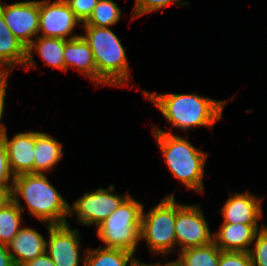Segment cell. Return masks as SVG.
<instances>
[{"mask_svg":"<svg viewBox=\"0 0 267 266\" xmlns=\"http://www.w3.org/2000/svg\"><path fill=\"white\" fill-rule=\"evenodd\" d=\"M173 127L189 130L194 127H212L222 118L227 101H217L198 94H157L143 91Z\"/></svg>","mask_w":267,"mask_h":266,"instance_id":"6da1fadb","label":"cell"},{"mask_svg":"<svg viewBox=\"0 0 267 266\" xmlns=\"http://www.w3.org/2000/svg\"><path fill=\"white\" fill-rule=\"evenodd\" d=\"M9 196L12 198L22 196L29 214L36 216L43 223L49 221L50 225L67 224L66 216L70 215V205L50 184L44 173H25L15 176Z\"/></svg>","mask_w":267,"mask_h":266,"instance_id":"7a4b0ae2","label":"cell"},{"mask_svg":"<svg viewBox=\"0 0 267 266\" xmlns=\"http://www.w3.org/2000/svg\"><path fill=\"white\" fill-rule=\"evenodd\" d=\"M82 37L92 49L96 64V83L125 86L129 65L121 40L108 27L83 26Z\"/></svg>","mask_w":267,"mask_h":266,"instance_id":"3957f363","label":"cell"},{"mask_svg":"<svg viewBox=\"0 0 267 266\" xmlns=\"http://www.w3.org/2000/svg\"><path fill=\"white\" fill-rule=\"evenodd\" d=\"M153 134L173 176L188 189L203 192V174L207 154L184 137L154 126Z\"/></svg>","mask_w":267,"mask_h":266,"instance_id":"277c9868","label":"cell"},{"mask_svg":"<svg viewBox=\"0 0 267 266\" xmlns=\"http://www.w3.org/2000/svg\"><path fill=\"white\" fill-rule=\"evenodd\" d=\"M144 206L130 195L97 226V235L105 248L122 249L134 254L140 239Z\"/></svg>","mask_w":267,"mask_h":266,"instance_id":"5b68a950","label":"cell"},{"mask_svg":"<svg viewBox=\"0 0 267 266\" xmlns=\"http://www.w3.org/2000/svg\"><path fill=\"white\" fill-rule=\"evenodd\" d=\"M176 202L168 195L147 214L142 211L140 239L156 254L167 255L176 245Z\"/></svg>","mask_w":267,"mask_h":266,"instance_id":"8992f818","label":"cell"},{"mask_svg":"<svg viewBox=\"0 0 267 266\" xmlns=\"http://www.w3.org/2000/svg\"><path fill=\"white\" fill-rule=\"evenodd\" d=\"M176 245L181 251L187 248L205 246L213 242V233L200 207L176 203L175 222Z\"/></svg>","mask_w":267,"mask_h":266,"instance_id":"52a82bcc","label":"cell"},{"mask_svg":"<svg viewBox=\"0 0 267 266\" xmlns=\"http://www.w3.org/2000/svg\"><path fill=\"white\" fill-rule=\"evenodd\" d=\"M114 189V185H109L108 189L99 188L94 192L84 193L72 207H69L70 214L75 213L77 221L83 225L98 226L129 196L111 193Z\"/></svg>","mask_w":267,"mask_h":266,"instance_id":"ba28073f","label":"cell"},{"mask_svg":"<svg viewBox=\"0 0 267 266\" xmlns=\"http://www.w3.org/2000/svg\"><path fill=\"white\" fill-rule=\"evenodd\" d=\"M0 10L6 25L14 36L27 48L39 30V1L17 2L3 5Z\"/></svg>","mask_w":267,"mask_h":266,"instance_id":"9c48e42d","label":"cell"},{"mask_svg":"<svg viewBox=\"0 0 267 266\" xmlns=\"http://www.w3.org/2000/svg\"><path fill=\"white\" fill-rule=\"evenodd\" d=\"M81 23L65 0L39 1V32L42 37L67 39L73 29Z\"/></svg>","mask_w":267,"mask_h":266,"instance_id":"30bf717a","label":"cell"},{"mask_svg":"<svg viewBox=\"0 0 267 266\" xmlns=\"http://www.w3.org/2000/svg\"><path fill=\"white\" fill-rule=\"evenodd\" d=\"M47 224L49 242H46V253L55 266H79L82 259L79 255V230L71 229L68 224Z\"/></svg>","mask_w":267,"mask_h":266,"instance_id":"8fae6325","label":"cell"},{"mask_svg":"<svg viewBox=\"0 0 267 266\" xmlns=\"http://www.w3.org/2000/svg\"><path fill=\"white\" fill-rule=\"evenodd\" d=\"M9 165L14 176L33 173L35 132H21L8 140L7 131L3 136Z\"/></svg>","mask_w":267,"mask_h":266,"instance_id":"7c38bea8","label":"cell"},{"mask_svg":"<svg viewBox=\"0 0 267 266\" xmlns=\"http://www.w3.org/2000/svg\"><path fill=\"white\" fill-rule=\"evenodd\" d=\"M221 213L223 223L258 225V220L262 217L261 201L249 192L235 193L234 196L230 194Z\"/></svg>","mask_w":267,"mask_h":266,"instance_id":"4fadbf2b","label":"cell"},{"mask_svg":"<svg viewBox=\"0 0 267 266\" xmlns=\"http://www.w3.org/2000/svg\"><path fill=\"white\" fill-rule=\"evenodd\" d=\"M264 227L258 230V225L222 223L219 232L213 233V242L221 251L250 252L256 233Z\"/></svg>","mask_w":267,"mask_h":266,"instance_id":"5bb4252c","label":"cell"},{"mask_svg":"<svg viewBox=\"0 0 267 266\" xmlns=\"http://www.w3.org/2000/svg\"><path fill=\"white\" fill-rule=\"evenodd\" d=\"M46 240L32 228H21L11 242L7 245L15 266L34 260L46 253Z\"/></svg>","mask_w":267,"mask_h":266,"instance_id":"9a60e30c","label":"cell"},{"mask_svg":"<svg viewBox=\"0 0 267 266\" xmlns=\"http://www.w3.org/2000/svg\"><path fill=\"white\" fill-rule=\"evenodd\" d=\"M65 72L69 66L78 69L84 76L96 83V64L92 49L81 35L70 36L63 52Z\"/></svg>","mask_w":267,"mask_h":266,"instance_id":"2e32d148","label":"cell"},{"mask_svg":"<svg viewBox=\"0 0 267 266\" xmlns=\"http://www.w3.org/2000/svg\"><path fill=\"white\" fill-rule=\"evenodd\" d=\"M26 56V47L8 28L0 10V66H5V68L0 69V77H8L9 71L16 64L25 65Z\"/></svg>","mask_w":267,"mask_h":266,"instance_id":"e0dca14e","label":"cell"},{"mask_svg":"<svg viewBox=\"0 0 267 266\" xmlns=\"http://www.w3.org/2000/svg\"><path fill=\"white\" fill-rule=\"evenodd\" d=\"M37 41L34 40L26 48L27 56L25 66L35 67V61L33 60V52L35 51L40 55L42 60L51 67L58 68L65 72V63L63 52L65 48L66 39L53 38V37H42L37 36Z\"/></svg>","mask_w":267,"mask_h":266,"instance_id":"ac0fdd59","label":"cell"},{"mask_svg":"<svg viewBox=\"0 0 267 266\" xmlns=\"http://www.w3.org/2000/svg\"><path fill=\"white\" fill-rule=\"evenodd\" d=\"M63 155L62 144L48 134L35 132L33 173L51 170Z\"/></svg>","mask_w":267,"mask_h":266,"instance_id":"d6986e66","label":"cell"},{"mask_svg":"<svg viewBox=\"0 0 267 266\" xmlns=\"http://www.w3.org/2000/svg\"><path fill=\"white\" fill-rule=\"evenodd\" d=\"M84 253L83 266H135L140 262L133 253L122 249L99 247Z\"/></svg>","mask_w":267,"mask_h":266,"instance_id":"ffe728a7","label":"cell"},{"mask_svg":"<svg viewBox=\"0 0 267 266\" xmlns=\"http://www.w3.org/2000/svg\"><path fill=\"white\" fill-rule=\"evenodd\" d=\"M25 208L18 198L9 196L0 205V243L8 245L21 229V213Z\"/></svg>","mask_w":267,"mask_h":266,"instance_id":"44dd1931","label":"cell"},{"mask_svg":"<svg viewBox=\"0 0 267 266\" xmlns=\"http://www.w3.org/2000/svg\"><path fill=\"white\" fill-rule=\"evenodd\" d=\"M221 249L211 242L200 247L187 248L178 253L184 266H218Z\"/></svg>","mask_w":267,"mask_h":266,"instance_id":"7402d4cb","label":"cell"},{"mask_svg":"<svg viewBox=\"0 0 267 266\" xmlns=\"http://www.w3.org/2000/svg\"><path fill=\"white\" fill-rule=\"evenodd\" d=\"M121 10L113 0H99L83 26L109 27L117 23Z\"/></svg>","mask_w":267,"mask_h":266,"instance_id":"603a6c76","label":"cell"},{"mask_svg":"<svg viewBox=\"0 0 267 266\" xmlns=\"http://www.w3.org/2000/svg\"><path fill=\"white\" fill-rule=\"evenodd\" d=\"M254 240L255 248L250 250L253 266H267V226L258 231Z\"/></svg>","mask_w":267,"mask_h":266,"instance_id":"cb8c5ba5","label":"cell"},{"mask_svg":"<svg viewBox=\"0 0 267 266\" xmlns=\"http://www.w3.org/2000/svg\"><path fill=\"white\" fill-rule=\"evenodd\" d=\"M10 177H12L11 185L8 184ZM14 178L15 176L9 165L6 146L3 140H0V187L3 188L9 195L12 191Z\"/></svg>","mask_w":267,"mask_h":266,"instance_id":"d4e9b609","label":"cell"},{"mask_svg":"<svg viewBox=\"0 0 267 266\" xmlns=\"http://www.w3.org/2000/svg\"><path fill=\"white\" fill-rule=\"evenodd\" d=\"M181 0H136L135 6L132 12V18L139 17L148 12L157 11L159 9H164L170 3L178 5ZM178 2V3H177Z\"/></svg>","mask_w":267,"mask_h":266,"instance_id":"484cf974","label":"cell"},{"mask_svg":"<svg viewBox=\"0 0 267 266\" xmlns=\"http://www.w3.org/2000/svg\"><path fill=\"white\" fill-rule=\"evenodd\" d=\"M218 266H253L249 252L221 251Z\"/></svg>","mask_w":267,"mask_h":266,"instance_id":"4316f807","label":"cell"},{"mask_svg":"<svg viewBox=\"0 0 267 266\" xmlns=\"http://www.w3.org/2000/svg\"><path fill=\"white\" fill-rule=\"evenodd\" d=\"M70 9L74 12L76 18L85 23L98 4L99 0H65Z\"/></svg>","mask_w":267,"mask_h":266,"instance_id":"83f0119b","label":"cell"},{"mask_svg":"<svg viewBox=\"0 0 267 266\" xmlns=\"http://www.w3.org/2000/svg\"><path fill=\"white\" fill-rule=\"evenodd\" d=\"M7 80L8 77H0V140L3 139V136L5 134L6 127L1 124V119L3 115V110H4V103H5V93H6V88H7Z\"/></svg>","mask_w":267,"mask_h":266,"instance_id":"f1b7e54d","label":"cell"},{"mask_svg":"<svg viewBox=\"0 0 267 266\" xmlns=\"http://www.w3.org/2000/svg\"><path fill=\"white\" fill-rule=\"evenodd\" d=\"M7 245L0 243V266H15Z\"/></svg>","mask_w":267,"mask_h":266,"instance_id":"f546056e","label":"cell"},{"mask_svg":"<svg viewBox=\"0 0 267 266\" xmlns=\"http://www.w3.org/2000/svg\"><path fill=\"white\" fill-rule=\"evenodd\" d=\"M22 266H55L51 258L44 253L43 255L36 257L34 260H31Z\"/></svg>","mask_w":267,"mask_h":266,"instance_id":"4dcf8cb0","label":"cell"},{"mask_svg":"<svg viewBox=\"0 0 267 266\" xmlns=\"http://www.w3.org/2000/svg\"><path fill=\"white\" fill-rule=\"evenodd\" d=\"M150 266H163V265H161V264H152V265H150ZM164 266H184L181 262H180V260L178 259V260H176V261H171V262H168V263H166Z\"/></svg>","mask_w":267,"mask_h":266,"instance_id":"1f68e13d","label":"cell"},{"mask_svg":"<svg viewBox=\"0 0 267 266\" xmlns=\"http://www.w3.org/2000/svg\"><path fill=\"white\" fill-rule=\"evenodd\" d=\"M9 197V194L0 187V205L2 204L3 201H5Z\"/></svg>","mask_w":267,"mask_h":266,"instance_id":"d6a6232c","label":"cell"},{"mask_svg":"<svg viewBox=\"0 0 267 266\" xmlns=\"http://www.w3.org/2000/svg\"><path fill=\"white\" fill-rule=\"evenodd\" d=\"M135 266H150V264H145V263H142V262H139L137 265Z\"/></svg>","mask_w":267,"mask_h":266,"instance_id":"836d02e7","label":"cell"}]
</instances>
